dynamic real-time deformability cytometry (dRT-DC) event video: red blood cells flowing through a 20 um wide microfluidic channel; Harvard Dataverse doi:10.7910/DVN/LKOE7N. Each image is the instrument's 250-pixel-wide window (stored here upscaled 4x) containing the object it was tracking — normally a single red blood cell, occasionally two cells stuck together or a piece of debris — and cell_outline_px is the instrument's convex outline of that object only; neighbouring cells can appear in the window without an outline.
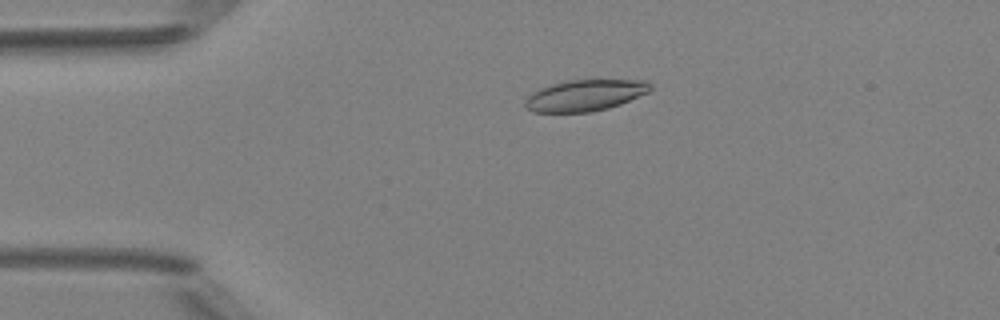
{"species": "Egyptian fruit bat (a non-hibernating species)", "species_latin": "Rousettus aegyptiacus", "temperature_condition": "room temperature", "stored_images_in_passage": 4, "camera_frame_rate_fps": 3000, "um_per_image_px": 0.085, "animal": {"sex": "female"}, "frame": {"image": 1, "passage_image": 3, "time_ms": 2.333, "image_size_px": [1000, 320], "cell_outline_px": [[652, 88], [648, 92], [620, 104], [608, 108], [592, 112], [532, 112], [524, 104], [524, 100], [532, 92], [540, 88], [564, 80], [644, 80], [652, 84]], "centroid_in_image_um": [49.71, 8.1], "position_along_channel_um": 35.3, "area_um2": 22.83}}